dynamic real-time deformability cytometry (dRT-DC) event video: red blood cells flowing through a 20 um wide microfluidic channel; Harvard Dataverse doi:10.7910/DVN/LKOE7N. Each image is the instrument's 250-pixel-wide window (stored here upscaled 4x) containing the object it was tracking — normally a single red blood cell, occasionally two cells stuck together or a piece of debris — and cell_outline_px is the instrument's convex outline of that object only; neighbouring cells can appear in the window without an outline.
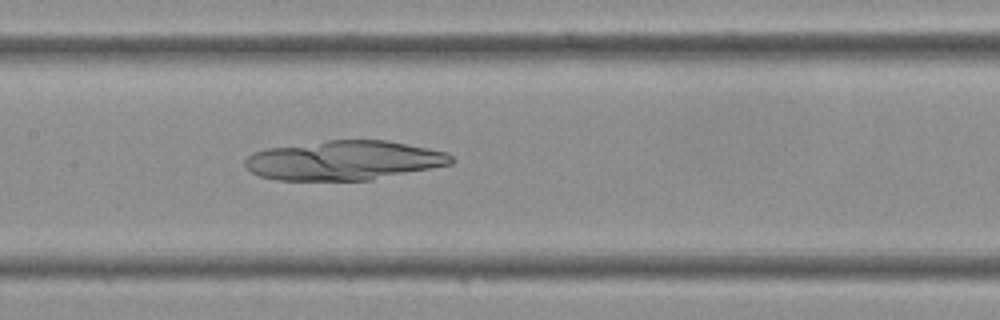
{"species": "Egyptian fruit bat (a non-hibernating species)", "species_latin": "Rousettus aegyptiacus", "temperature_condition": "cold", "stored_images_in_passage": 42, "camera_frame_rate_fps": 3000, "um_per_image_px": 0.085, "frame": {"image": 1, "passage_image": 20, "time_ms": 6.333, "image_size_px": [1000, 320], "cell_outline_px": [[456, 160], [452, 164], [372, 180], [276, 180], [260, 176], [244, 168], [244, 160], [248, 156], [256, 152], [268, 148], [328, 140], [388, 140], [448, 152]], "centroid_in_image_um": [29.27, 13.63], "position_along_channel_um": 178.1, "area_um2": 47.51}}
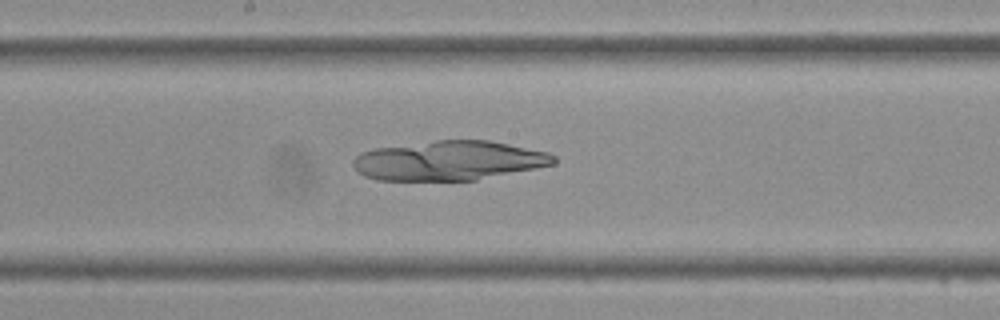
{"frame": {"image": 2, "passage_image": 22, "time_ms": 7.0, "image_size_px": [1000, 320], "cell_outline_px": [[556, 164], [476, 180], [376, 180], [364, 176], [356, 172], [352, 164], [352, 160], [360, 152], [376, 148], [436, 140], [488, 140], [548, 152], [556, 156]], "centroid_in_image_um": [38.14, 13.65], "position_along_channel_um": 210.1, "area_um2": 46.24}}
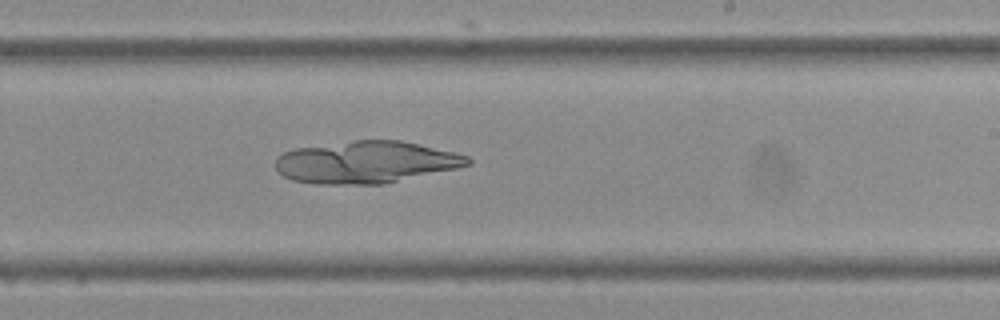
{"frame": {"image": 3, "passage_image": 25, "time_ms": 8.0, "image_size_px": [1000, 320], "cell_outline_px": [[472, 164], [456, 168], [384, 184], [312, 184], [292, 180], [276, 172], [276, 156], [284, 152], [296, 148], [356, 140], [400, 140], [452, 152], [468, 156], [472, 160]], "centroid_in_image_um": [31.07, 13.79], "position_along_channel_um": 257.9, "area_um2": 47.05}}